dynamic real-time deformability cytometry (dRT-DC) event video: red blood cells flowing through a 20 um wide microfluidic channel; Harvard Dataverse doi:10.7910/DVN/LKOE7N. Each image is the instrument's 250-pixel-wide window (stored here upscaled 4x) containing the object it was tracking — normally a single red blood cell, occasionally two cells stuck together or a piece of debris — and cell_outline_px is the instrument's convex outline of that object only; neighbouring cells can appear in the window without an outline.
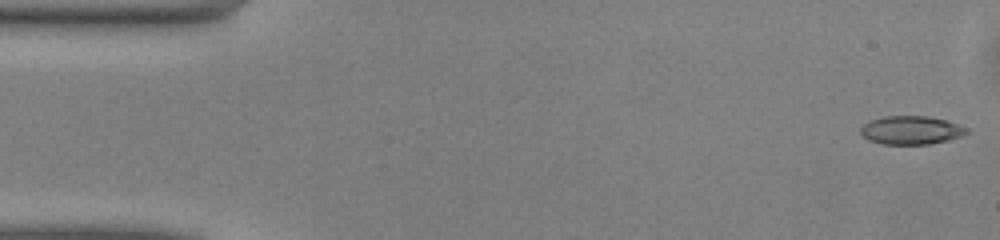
{"species": "common noctule bat (a hibernating species)", "species_latin": "Nyctalus noctula", "temperature_condition": "warm", "stored_images_in_passage": 49, "camera_frame_rate_fps": 3000, "um_per_image_px": 0.085, "animal": {"sex": "male", "body_mass_g": 13.0, "forearm_length_mm": 53.1}, "frame": {"image": 1, "passage_image": 1, "time_ms": 0.0, "image_size_px": [1000, 240], "cell_outline_px": [[968, 132], [960, 136], [948, 140], [928, 144], [884, 144], [868, 140], [860, 132], [860, 128], [868, 120], [884, 116], [928, 116], [944, 120], [968, 128]], "centroid_in_image_um": [77.4, 11.06], "position_along_channel_um": 7.6, "area_um2": 17.46}}
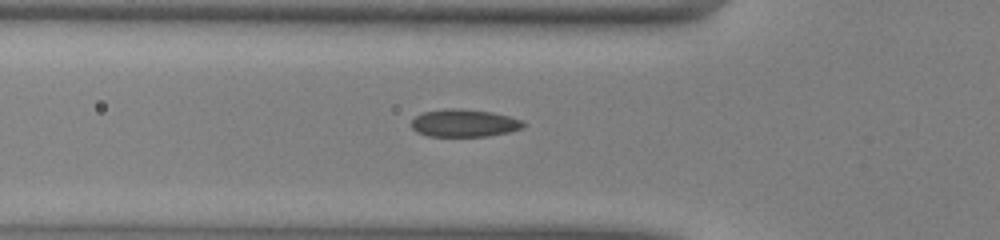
{"frame": {"image": 2, "passage_image": 16, "time_ms": 5.0, "image_size_px": [1000, 240], "cell_outline_px": [[528, 124], [524, 128], [508, 132], [488, 136], [428, 136], [416, 132], [412, 128], [412, 120], [416, 116], [424, 112], [448, 108], [460, 108], [492, 112], [524, 120]], "centroid_in_image_um": [39.5, 10.46], "position_along_channel_um": 86.3, "area_um2": 18.15}}
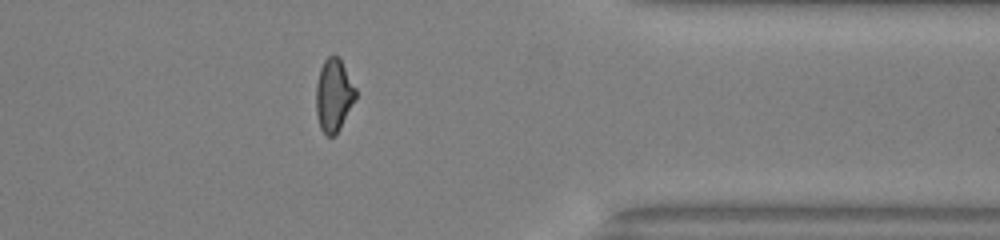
{"frame": {"image": 3, "passage_image": 39, "time_ms": 12.667, "image_size_px": [1000, 240], "cell_outline_px": [[356, 96], [336, 136], [328, 136], [320, 128], [316, 112], [316, 84], [320, 68], [324, 60], [328, 56], [340, 56], [356, 88]], "centroid_in_image_um": [28.36, 8.07], "position_along_channel_um": 383.0, "area_um2": 16.82}, "authors_computed_cell_mechanics": {"area_um2": 17.629, "velocity_mm_per_s": 4.1055, "shape_relaxation_time_tau1_ms": 11.2803, "shape_relaxation_time_tau2_ms": 1.3832, "deformation_change_tau1": 0.228, "deformation_change_tau2": 0.07}}